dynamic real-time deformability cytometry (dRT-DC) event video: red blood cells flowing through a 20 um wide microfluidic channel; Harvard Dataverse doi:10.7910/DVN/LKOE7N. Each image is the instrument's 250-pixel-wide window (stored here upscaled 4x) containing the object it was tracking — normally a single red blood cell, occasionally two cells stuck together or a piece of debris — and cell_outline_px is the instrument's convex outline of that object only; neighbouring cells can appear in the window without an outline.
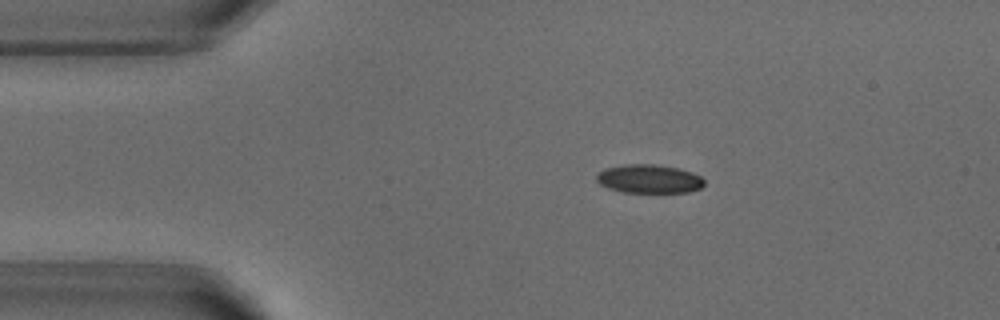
{"species": "common noctule bat (a hibernating species)", "species_latin": "Nyctalus noctula", "temperature_condition": "warm", "stored_images_in_passage": 44, "camera_frame_rate_fps": 3000, "um_per_image_px": 0.085, "animal": {"sex": "male", "body_mass_g": 18.8}, "frame": {"image": 1, "passage_image": 1, "time_ms": 0.0, "image_size_px": [1000, 320], "cell_outline_px": [[704, 184], [700, 188], [688, 192], [624, 192], [608, 188], [600, 184], [596, 180], [596, 172], [604, 168], [624, 164], [656, 164], [680, 168], [692, 172], [700, 176], [704, 180]], "centroid_in_image_um": [55.14, 15.19], "position_along_channel_um": 29.9, "area_um2": 18.15}}
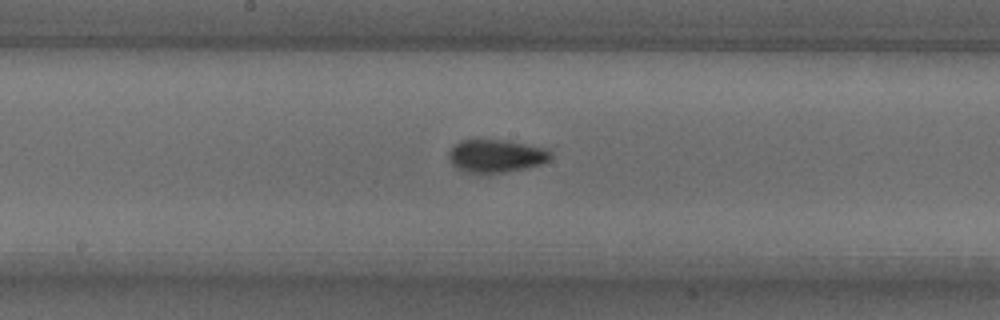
{"frame": {"image": 2, "passage_image": 18, "time_ms": 5.667, "image_size_px": [1000, 320], "cell_outline_px": [[552, 156], [548, 160], [540, 164], [524, 168], [504, 172], [468, 172], [456, 168], [452, 164], [448, 156], [448, 152], [452, 144], [460, 140], [472, 136], [508, 140], [548, 148], [552, 152]], "centroid_in_image_um": [42.11, 13.17], "position_along_channel_um": 206.1, "area_um2": 20.29}}
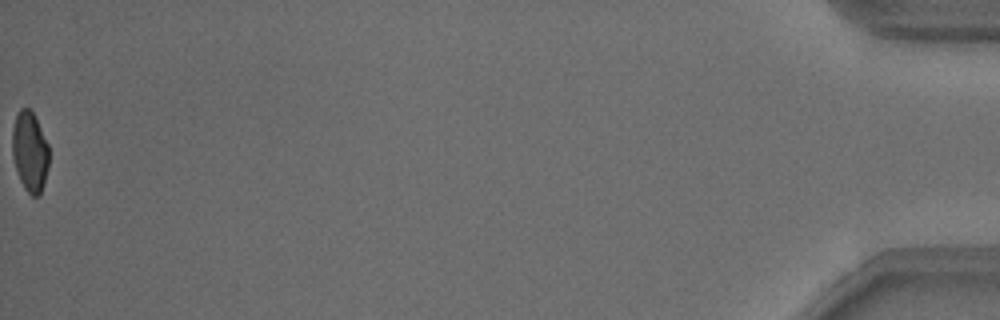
{"frame": {"image": 3, "passage_image": 44, "time_ms": 14.333, "image_size_px": [1000, 320], "cell_outline_px": [[48, 164], [40, 196], [32, 196], [24, 188], [20, 180], [12, 156], [12, 128], [16, 116], [20, 108], [32, 108], [48, 144]], "centroid_in_image_um": [2.52, 12.85], "position_along_channel_um": 432.7, "area_um2": 17.17}, "authors_computed_cell_mechanics": {"area_um2": 18.6405, "velocity_mm_per_s": 3.8391, "shape_relaxation_time_tau1_ms": 6.8616, "shape_relaxation_time_tau2_ms": 1.2877, "deformation_change_tau1": 0.1666, "deformation_change_tau2": 0.0526}}